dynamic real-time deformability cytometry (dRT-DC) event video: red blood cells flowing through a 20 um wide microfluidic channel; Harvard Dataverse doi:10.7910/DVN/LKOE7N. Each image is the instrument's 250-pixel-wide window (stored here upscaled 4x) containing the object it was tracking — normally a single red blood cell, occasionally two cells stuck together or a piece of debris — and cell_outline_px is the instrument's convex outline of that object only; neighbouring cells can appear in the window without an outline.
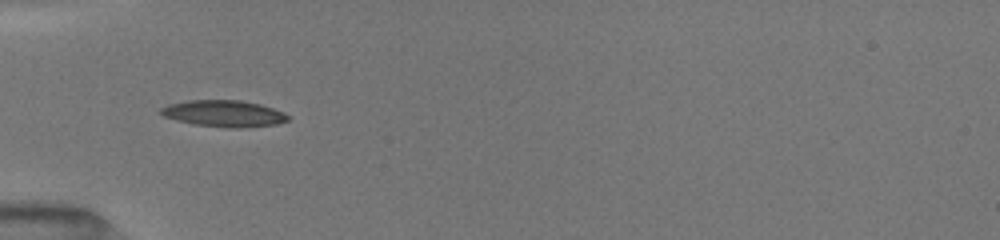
{"species": "common noctule bat (a hibernating species)", "species_latin": "Nyctalus noctula", "temperature_condition": "room temperature", "stored_images_in_passage": 46, "camera_frame_rate_fps": 3000, "um_per_image_px": 0.085, "animal": {"sex": "female", "body_mass_g": 19.5, "forearm_length_mm": 54.1}, "frame": {"image": 1, "passage_image": 7, "time_ms": 1.0, "image_size_px": [1000, 240], "cell_outline_px": [[288, 120], [276, 124], [240, 128], [228, 128], [192, 124], [176, 120], [164, 116], [160, 112], [160, 108], [168, 104], [188, 100], [240, 100], [260, 104], [284, 112], [288, 116]], "centroid_in_image_um": [19.01, 9.65], "position_along_channel_um": 66.0, "area_um2": 19.65}}
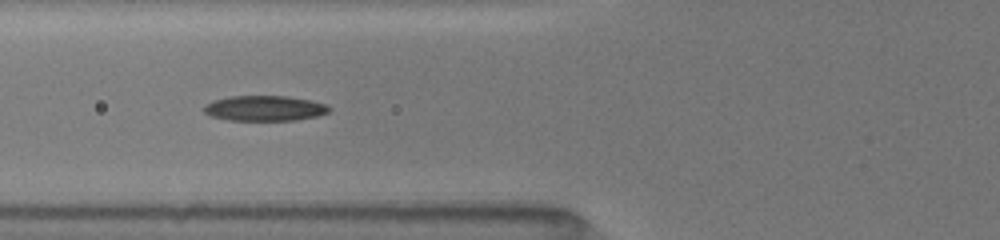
{"frame": {"image": 2, "passage_image": 15, "time_ms": 2.0, "image_size_px": [1000, 240], "cell_outline_px": [[332, 108], [328, 112], [316, 116], [296, 120], [228, 120], [212, 116], [204, 112], [204, 104], [212, 100], [232, 96], [288, 96], [312, 100], [328, 104]], "centroid_in_image_um": [22.52, 9.19], "position_along_channel_um": 103.3, "area_um2": 18.55}}